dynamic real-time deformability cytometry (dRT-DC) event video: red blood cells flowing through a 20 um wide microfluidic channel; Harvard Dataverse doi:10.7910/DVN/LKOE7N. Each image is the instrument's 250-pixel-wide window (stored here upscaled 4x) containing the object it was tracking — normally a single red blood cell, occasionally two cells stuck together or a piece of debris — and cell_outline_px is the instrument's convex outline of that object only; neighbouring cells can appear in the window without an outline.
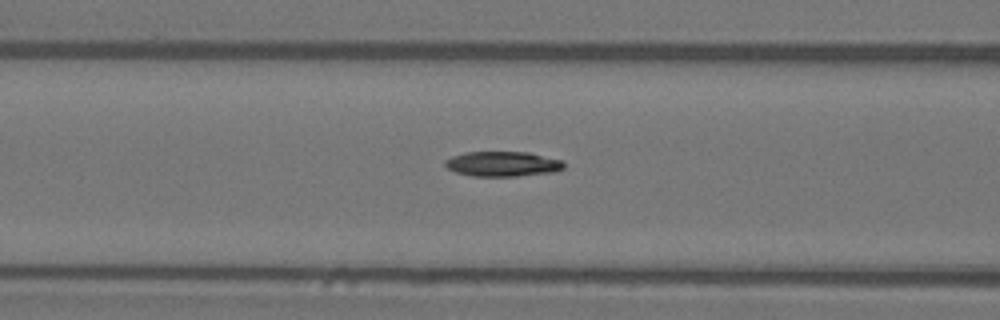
{"species": "Egyptian fruit bat (a non-hibernating species)", "species_latin": "Rousettus aegyptiacus", "temperature_condition": "warm", "stored_images_in_passage": 42, "camera_frame_rate_fps": 3000, "um_per_image_px": 0.085, "animal": {"sex": "female"}, "frame": {"image": 1, "passage_image": 22, "time_ms": 7.0, "image_size_px": [1000, 320], "cell_outline_px": [[564, 168], [552, 172], [516, 176], [472, 176], [456, 172], [448, 168], [444, 164], [444, 160], [452, 156], [464, 152], [528, 152], [564, 160]], "centroid_in_image_um": [42.72, 13.92], "position_along_channel_um": 123.9, "area_um2": 17.34}}
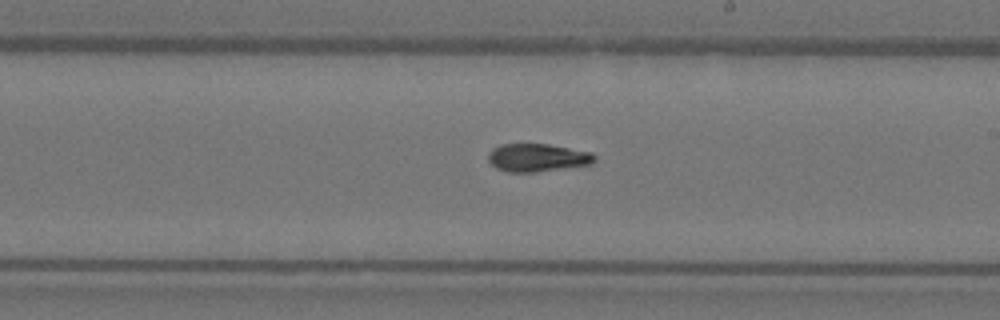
{"frame": {"image": 2, "passage_image": 31, "time_ms": 10.0, "image_size_px": [1000, 320], "cell_outline_px": [[596, 160], [592, 164], [536, 172], [508, 172], [496, 168], [488, 160], [488, 152], [492, 148], [500, 144], [548, 144], [592, 152], [596, 156]], "centroid_in_image_um": [45.68, 13.39], "position_along_channel_um": 243.3, "area_um2": 17.46}}
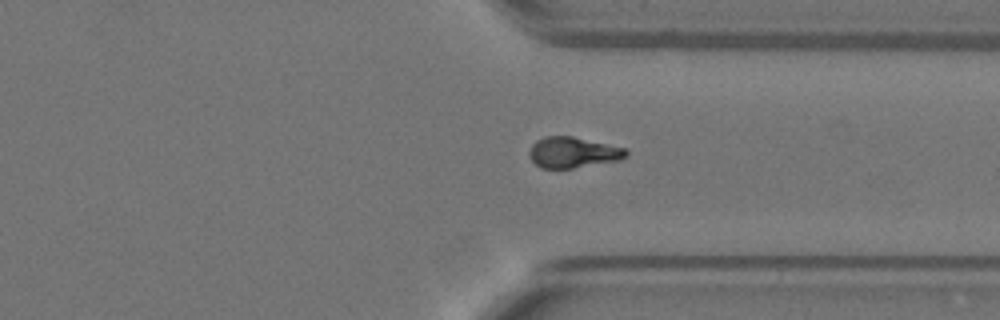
{"frame": {"image": 3, "passage_image": 40, "time_ms": 13.0, "image_size_px": [1000, 320], "cell_outline_px": [[628, 156], [620, 160], [572, 168], [540, 168], [528, 156], [528, 152], [532, 144], [536, 140], [544, 136], [572, 136], [628, 148]], "centroid_in_image_um": [48.71, 12.95], "position_along_channel_um": 362.7, "area_um2": 17.57}}